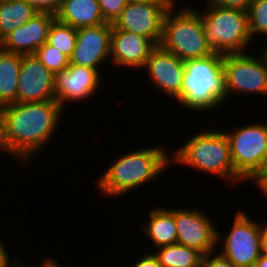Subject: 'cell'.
Here are the masks:
<instances>
[{
  "label": "cell",
  "instance_id": "obj_1",
  "mask_svg": "<svg viewBox=\"0 0 267 267\" xmlns=\"http://www.w3.org/2000/svg\"><path fill=\"white\" fill-rule=\"evenodd\" d=\"M64 110L55 100L15 102L2 107L0 152L20 160L24 167L54 137Z\"/></svg>",
  "mask_w": 267,
  "mask_h": 267
},
{
  "label": "cell",
  "instance_id": "obj_2",
  "mask_svg": "<svg viewBox=\"0 0 267 267\" xmlns=\"http://www.w3.org/2000/svg\"><path fill=\"white\" fill-rule=\"evenodd\" d=\"M165 148H139L116 158L96 181L102 197L125 195L157 179L171 163Z\"/></svg>",
  "mask_w": 267,
  "mask_h": 267
},
{
  "label": "cell",
  "instance_id": "obj_3",
  "mask_svg": "<svg viewBox=\"0 0 267 267\" xmlns=\"http://www.w3.org/2000/svg\"><path fill=\"white\" fill-rule=\"evenodd\" d=\"M223 54L184 61L181 94L175 99L189 111H211L226 101Z\"/></svg>",
  "mask_w": 267,
  "mask_h": 267
},
{
  "label": "cell",
  "instance_id": "obj_4",
  "mask_svg": "<svg viewBox=\"0 0 267 267\" xmlns=\"http://www.w3.org/2000/svg\"><path fill=\"white\" fill-rule=\"evenodd\" d=\"M171 156V163L183 164L196 172L209 173L228 183L244 181L235 173L230 153V146L224 131L203 130L192 135ZM174 158V159H173Z\"/></svg>",
  "mask_w": 267,
  "mask_h": 267
},
{
  "label": "cell",
  "instance_id": "obj_5",
  "mask_svg": "<svg viewBox=\"0 0 267 267\" xmlns=\"http://www.w3.org/2000/svg\"><path fill=\"white\" fill-rule=\"evenodd\" d=\"M175 3L164 16L159 46L182 61L214 54L204 37L201 10H196L191 4H185L175 12Z\"/></svg>",
  "mask_w": 267,
  "mask_h": 267
},
{
  "label": "cell",
  "instance_id": "obj_6",
  "mask_svg": "<svg viewBox=\"0 0 267 267\" xmlns=\"http://www.w3.org/2000/svg\"><path fill=\"white\" fill-rule=\"evenodd\" d=\"M206 2V10L200 13L207 45L214 53L223 55L246 53L254 41L249 32L247 11Z\"/></svg>",
  "mask_w": 267,
  "mask_h": 267
},
{
  "label": "cell",
  "instance_id": "obj_7",
  "mask_svg": "<svg viewBox=\"0 0 267 267\" xmlns=\"http://www.w3.org/2000/svg\"><path fill=\"white\" fill-rule=\"evenodd\" d=\"M230 146L235 173L248 182L263 165L267 155V124H246L224 131Z\"/></svg>",
  "mask_w": 267,
  "mask_h": 267
},
{
  "label": "cell",
  "instance_id": "obj_8",
  "mask_svg": "<svg viewBox=\"0 0 267 267\" xmlns=\"http://www.w3.org/2000/svg\"><path fill=\"white\" fill-rule=\"evenodd\" d=\"M225 54L223 71L226 99L232 94H254L267 97V62L261 54Z\"/></svg>",
  "mask_w": 267,
  "mask_h": 267
},
{
  "label": "cell",
  "instance_id": "obj_9",
  "mask_svg": "<svg viewBox=\"0 0 267 267\" xmlns=\"http://www.w3.org/2000/svg\"><path fill=\"white\" fill-rule=\"evenodd\" d=\"M234 217L232 228L223 238L222 249L218 251L235 267H253L261 256V223L242 210L237 211Z\"/></svg>",
  "mask_w": 267,
  "mask_h": 267
},
{
  "label": "cell",
  "instance_id": "obj_10",
  "mask_svg": "<svg viewBox=\"0 0 267 267\" xmlns=\"http://www.w3.org/2000/svg\"><path fill=\"white\" fill-rule=\"evenodd\" d=\"M201 209H174L177 243L195 249L204 256L216 251L223 240L219 229ZM216 227V228H215Z\"/></svg>",
  "mask_w": 267,
  "mask_h": 267
},
{
  "label": "cell",
  "instance_id": "obj_11",
  "mask_svg": "<svg viewBox=\"0 0 267 267\" xmlns=\"http://www.w3.org/2000/svg\"><path fill=\"white\" fill-rule=\"evenodd\" d=\"M174 2H129L112 26L116 29L138 33L159 46L162 39L164 16Z\"/></svg>",
  "mask_w": 267,
  "mask_h": 267
},
{
  "label": "cell",
  "instance_id": "obj_12",
  "mask_svg": "<svg viewBox=\"0 0 267 267\" xmlns=\"http://www.w3.org/2000/svg\"><path fill=\"white\" fill-rule=\"evenodd\" d=\"M111 33L110 22L78 28L70 64L93 68L100 73V64L106 62L107 58L110 61Z\"/></svg>",
  "mask_w": 267,
  "mask_h": 267
},
{
  "label": "cell",
  "instance_id": "obj_13",
  "mask_svg": "<svg viewBox=\"0 0 267 267\" xmlns=\"http://www.w3.org/2000/svg\"><path fill=\"white\" fill-rule=\"evenodd\" d=\"M55 75L34 55H22L17 102L55 100Z\"/></svg>",
  "mask_w": 267,
  "mask_h": 267
},
{
  "label": "cell",
  "instance_id": "obj_14",
  "mask_svg": "<svg viewBox=\"0 0 267 267\" xmlns=\"http://www.w3.org/2000/svg\"><path fill=\"white\" fill-rule=\"evenodd\" d=\"M101 75L93 68L71 65L55 75V101L64 109L66 103L91 99L98 93Z\"/></svg>",
  "mask_w": 267,
  "mask_h": 267
},
{
  "label": "cell",
  "instance_id": "obj_15",
  "mask_svg": "<svg viewBox=\"0 0 267 267\" xmlns=\"http://www.w3.org/2000/svg\"><path fill=\"white\" fill-rule=\"evenodd\" d=\"M146 74L149 75L150 85L157 87L164 95L176 99L181 94L185 73V64L173 53L157 46L146 60Z\"/></svg>",
  "mask_w": 267,
  "mask_h": 267
},
{
  "label": "cell",
  "instance_id": "obj_16",
  "mask_svg": "<svg viewBox=\"0 0 267 267\" xmlns=\"http://www.w3.org/2000/svg\"><path fill=\"white\" fill-rule=\"evenodd\" d=\"M157 46L148 38L112 26L110 61L117 67L140 69Z\"/></svg>",
  "mask_w": 267,
  "mask_h": 267
},
{
  "label": "cell",
  "instance_id": "obj_17",
  "mask_svg": "<svg viewBox=\"0 0 267 267\" xmlns=\"http://www.w3.org/2000/svg\"><path fill=\"white\" fill-rule=\"evenodd\" d=\"M55 19L52 13H37L6 35L0 41V48L15 54H35L37 49L47 42L49 29Z\"/></svg>",
  "mask_w": 267,
  "mask_h": 267
},
{
  "label": "cell",
  "instance_id": "obj_18",
  "mask_svg": "<svg viewBox=\"0 0 267 267\" xmlns=\"http://www.w3.org/2000/svg\"><path fill=\"white\" fill-rule=\"evenodd\" d=\"M55 17L75 29L107 23L98 0H63Z\"/></svg>",
  "mask_w": 267,
  "mask_h": 267
},
{
  "label": "cell",
  "instance_id": "obj_19",
  "mask_svg": "<svg viewBox=\"0 0 267 267\" xmlns=\"http://www.w3.org/2000/svg\"><path fill=\"white\" fill-rule=\"evenodd\" d=\"M148 222L142 225V232L149 236L154 251L163 246L177 243V228L174 219V209L155 208L148 214Z\"/></svg>",
  "mask_w": 267,
  "mask_h": 267
},
{
  "label": "cell",
  "instance_id": "obj_20",
  "mask_svg": "<svg viewBox=\"0 0 267 267\" xmlns=\"http://www.w3.org/2000/svg\"><path fill=\"white\" fill-rule=\"evenodd\" d=\"M22 55L0 48V109L17 102Z\"/></svg>",
  "mask_w": 267,
  "mask_h": 267
},
{
  "label": "cell",
  "instance_id": "obj_21",
  "mask_svg": "<svg viewBox=\"0 0 267 267\" xmlns=\"http://www.w3.org/2000/svg\"><path fill=\"white\" fill-rule=\"evenodd\" d=\"M37 13L26 0L0 3V41L17 27L29 21Z\"/></svg>",
  "mask_w": 267,
  "mask_h": 267
},
{
  "label": "cell",
  "instance_id": "obj_22",
  "mask_svg": "<svg viewBox=\"0 0 267 267\" xmlns=\"http://www.w3.org/2000/svg\"><path fill=\"white\" fill-rule=\"evenodd\" d=\"M153 252L162 267H202L204 255L179 243L155 249Z\"/></svg>",
  "mask_w": 267,
  "mask_h": 267
},
{
  "label": "cell",
  "instance_id": "obj_23",
  "mask_svg": "<svg viewBox=\"0 0 267 267\" xmlns=\"http://www.w3.org/2000/svg\"><path fill=\"white\" fill-rule=\"evenodd\" d=\"M76 36L77 29L55 19L49 29L47 43L70 59L76 45Z\"/></svg>",
  "mask_w": 267,
  "mask_h": 267
},
{
  "label": "cell",
  "instance_id": "obj_24",
  "mask_svg": "<svg viewBox=\"0 0 267 267\" xmlns=\"http://www.w3.org/2000/svg\"><path fill=\"white\" fill-rule=\"evenodd\" d=\"M34 55L54 75L66 70L70 64V59L67 56L47 42L39 47Z\"/></svg>",
  "mask_w": 267,
  "mask_h": 267
},
{
  "label": "cell",
  "instance_id": "obj_25",
  "mask_svg": "<svg viewBox=\"0 0 267 267\" xmlns=\"http://www.w3.org/2000/svg\"><path fill=\"white\" fill-rule=\"evenodd\" d=\"M248 26L251 38L267 36V0H253L248 10ZM262 34V35H261Z\"/></svg>",
  "mask_w": 267,
  "mask_h": 267
},
{
  "label": "cell",
  "instance_id": "obj_26",
  "mask_svg": "<svg viewBox=\"0 0 267 267\" xmlns=\"http://www.w3.org/2000/svg\"><path fill=\"white\" fill-rule=\"evenodd\" d=\"M101 13L107 22L113 23L129 3L128 0H98Z\"/></svg>",
  "mask_w": 267,
  "mask_h": 267
},
{
  "label": "cell",
  "instance_id": "obj_27",
  "mask_svg": "<svg viewBox=\"0 0 267 267\" xmlns=\"http://www.w3.org/2000/svg\"><path fill=\"white\" fill-rule=\"evenodd\" d=\"M215 252L216 253L215 255ZM214 255V256H213ZM202 267H235L234 264L219 251H213L204 256Z\"/></svg>",
  "mask_w": 267,
  "mask_h": 267
},
{
  "label": "cell",
  "instance_id": "obj_28",
  "mask_svg": "<svg viewBox=\"0 0 267 267\" xmlns=\"http://www.w3.org/2000/svg\"><path fill=\"white\" fill-rule=\"evenodd\" d=\"M38 12H49L56 14L61 7L63 0H26Z\"/></svg>",
  "mask_w": 267,
  "mask_h": 267
},
{
  "label": "cell",
  "instance_id": "obj_29",
  "mask_svg": "<svg viewBox=\"0 0 267 267\" xmlns=\"http://www.w3.org/2000/svg\"><path fill=\"white\" fill-rule=\"evenodd\" d=\"M211 3L228 8L247 11L253 0H209Z\"/></svg>",
  "mask_w": 267,
  "mask_h": 267
},
{
  "label": "cell",
  "instance_id": "obj_30",
  "mask_svg": "<svg viewBox=\"0 0 267 267\" xmlns=\"http://www.w3.org/2000/svg\"><path fill=\"white\" fill-rule=\"evenodd\" d=\"M138 259L131 267H162L158 258L152 252L148 253L147 251L145 255L139 256Z\"/></svg>",
  "mask_w": 267,
  "mask_h": 267
},
{
  "label": "cell",
  "instance_id": "obj_31",
  "mask_svg": "<svg viewBox=\"0 0 267 267\" xmlns=\"http://www.w3.org/2000/svg\"><path fill=\"white\" fill-rule=\"evenodd\" d=\"M250 181H254L255 187L261 190V193L264 194V197L267 198V172H258L256 173Z\"/></svg>",
  "mask_w": 267,
  "mask_h": 267
},
{
  "label": "cell",
  "instance_id": "obj_32",
  "mask_svg": "<svg viewBox=\"0 0 267 267\" xmlns=\"http://www.w3.org/2000/svg\"><path fill=\"white\" fill-rule=\"evenodd\" d=\"M44 261L41 263V265L39 266V267H62V266H60L61 264H59L60 262H57L56 260H55V258H53L52 259V257H47V259L46 258H44L43 259ZM13 263H12V265H11V267L13 266V267H33V266H28L27 264L26 265H24V264H19V261H18V259H14L13 261H12ZM14 264H15V266H14ZM35 267V266H34ZM37 267V266H36Z\"/></svg>",
  "mask_w": 267,
  "mask_h": 267
},
{
  "label": "cell",
  "instance_id": "obj_33",
  "mask_svg": "<svg viewBox=\"0 0 267 267\" xmlns=\"http://www.w3.org/2000/svg\"><path fill=\"white\" fill-rule=\"evenodd\" d=\"M7 251L4 243L0 239V267H11L12 258H10L11 256H9L10 254Z\"/></svg>",
  "mask_w": 267,
  "mask_h": 267
},
{
  "label": "cell",
  "instance_id": "obj_34",
  "mask_svg": "<svg viewBox=\"0 0 267 267\" xmlns=\"http://www.w3.org/2000/svg\"><path fill=\"white\" fill-rule=\"evenodd\" d=\"M261 255L267 256V222L261 223Z\"/></svg>",
  "mask_w": 267,
  "mask_h": 267
},
{
  "label": "cell",
  "instance_id": "obj_35",
  "mask_svg": "<svg viewBox=\"0 0 267 267\" xmlns=\"http://www.w3.org/2000/svg\"><path fill=\"white\" fill-rule=\"evenodd\" d=\"M253 267H267V256L261 255Z\"/></svg>",
  "mask_w": 267,
  "mask_h": 267
},
{
  "label": "cell",
  "instance_id": "obj_36",
  "mask_svg": "<svg viewBox=\"0 0 267 267\" xmlns=\"http://www.w3.org/2000/svg\"><path fill=\"white\" fill-rule=\"evenodd\" d=\"M259 53L262 55V57L264 58V60L267 62V44H266V46H262L261 47V51H259Z\"/></svg>",
  "mask_w": 267,
  "mask_h": 267
},
{
  "label": "cell",
  "instance_id": "obj_37",
  "mask_svg": "<svg viewBox=\"0 0 267 267\" xmlns=\"http://www.w3.org/2000/svg\"><path fill=\"white\" fill-rule=\"evenodd\" d=\"M259 172H267V155Z\"/></svg>",
  "mask_w": 267,
  "mask_h": 267
},
{
  "label": "cell",
  "instance_id": "obj_38",
  "mask_svg": "<svg viewBox=\"0 0 267 267\" xmlns=\"http://www.w3.org/2000/svg\"><path fill=\"white\" fill-rule=\"evenodd\" d=\"M174 1V0H128V2Z\"/></svg>",
  "mask_w": 267,
  "mask_h": 267
},
{
  "label": "cell",
  "instance_id": "obj_39",
  "mask_svg": "<svg viewBox=\"0 0 267 267\" xmlns=\"http://www.w3.org/2000/svg\"><path fill=\"white\" fill-rule=\"evenodd\" d=\"M8 1H11V0H0V3L1 2H8Z\"/></svg>",
  "mask_w": 267,
  "mask_h": 267
}]
</instances>
